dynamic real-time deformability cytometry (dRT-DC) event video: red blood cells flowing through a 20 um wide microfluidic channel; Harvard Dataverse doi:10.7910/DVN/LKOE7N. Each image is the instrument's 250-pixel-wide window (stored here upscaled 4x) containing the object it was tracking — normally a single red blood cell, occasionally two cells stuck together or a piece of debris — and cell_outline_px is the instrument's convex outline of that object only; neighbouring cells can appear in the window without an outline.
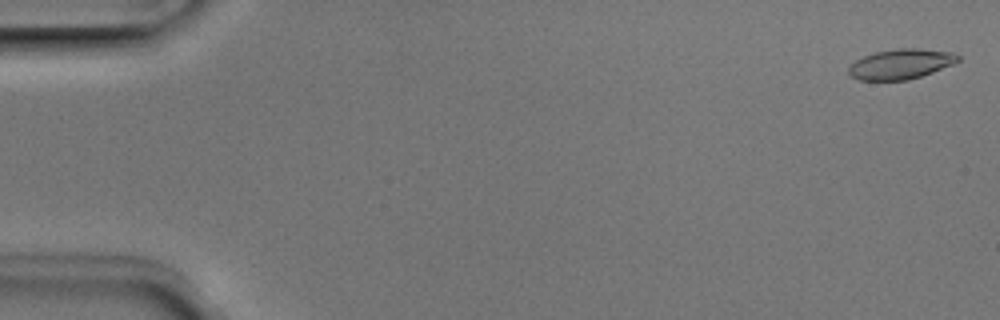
{"species": "Egyptian fruit bat (a non-hibernating species)", "species_latin": "Rousettus aegyptiacus", "temperature_condition": "room temperature", "stored_images_in_passage": 52, "camera_frame_rate_fps": 3000, "um_per_image_px": 0.085, "animal": {"sex": "male"}, "frame": {"image": 1, "passage_image": 2, "time_ms": 0.333, "image_size_px": [1000, 320], "cell_outline_px": [[960, 60], [952, 64], [932, 72], [908, 80], [860, 80], [852, 76], [848, 72], [848, 68], [856, 60], [864, 56], [876, 52], [896, 48], [920, 48], [952, 52], [960, 56]], "centroid_in_image_um": [76.58, 5.43], "position_along_channel_um": 8.4, "area_um2": 19.02}}
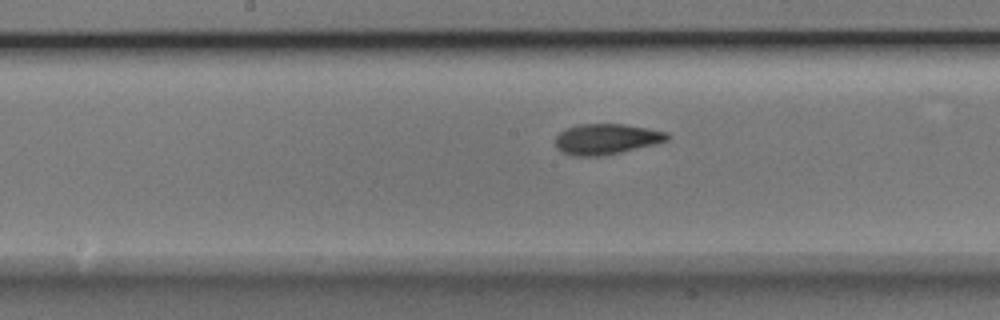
{"frame": {"image": 2, "passage_image": 27, "time_ms": 8.667, "image_size_px": [1000, 320], "cell_outline_px": [[672, 136], [668, 140], [620, 152], [600, 156], [572, 156], [556, 148], [556, 136], [560, 132], [568, 128], [580, 124], [624, 124], [648, 128], [668, 132]], "centroid_in_image_um": [51.55, 11.81], "position_along_channel_um": 196.6, "area_um2": 19.77}}
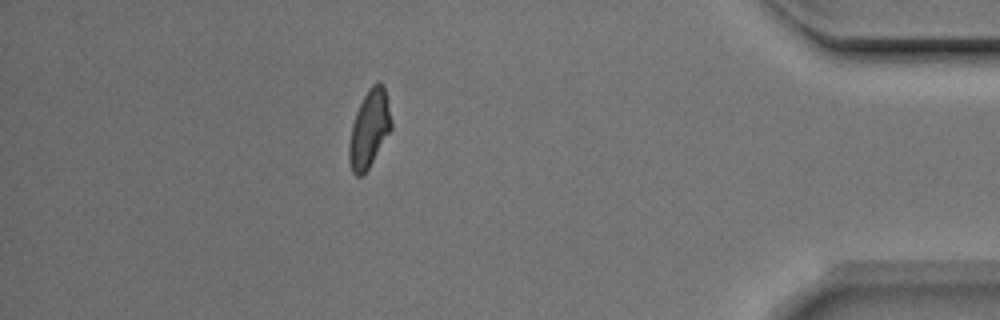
{"frame": {"image": 3, "passage_image": 46, "time_ms": 15.0, "image_size_px": [1000, 320], "cell_outline_px": [[392, 128], [368, 168], [360, 176], [356, 176], [352, 172], [348, 160], [348, 144], [352, 124], [356, 112], [368, 88], [376, 80], [380, 80], [384, 84], [392, 120]], "centroid_in_image_um": [31.39, 10.91], "position_along_channel_um": 403.8, "area_um2": 19.13}, "authors_computed_cell_mechanics": {"area_um2": 19.4497, "velocity_mm_per_s": 3.9564, "shape_relaxation_time_tau1_ms": 3.0655, "shape_relaxation_time_tau2_ms": 2.3219, "deformation_change_tau1": 0.1482, "deformation_change_tau2": 0.0816}}